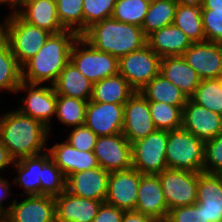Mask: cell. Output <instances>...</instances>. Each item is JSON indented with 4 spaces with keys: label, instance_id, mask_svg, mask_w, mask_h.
I'll use <instances>...</instances> for the list:
<instances>
[{
    "label": "cell",
    "instance_id": "cell-1",
    "mask_svg": "<svg viewBox=\"0 0 222 222\" xmlns=\"http://www.w3.org/2000/svg\"><path fill=\"white\" fill-rule=\"evenodd\" d=\"M50 136L42 122L14 107L0 114V142L15 160L45 153Z\"/></svg>",
    "mask_w": 222,
    "mask_h": 222
},
{
    "label": "cell",
    "instance_id": "cell-2",
    "mask_svg": "<svg viewBox=\"0 0 222 222\" xmlns=\"http://www.w3.org/2000/svg\"><path fill=\"white\" fill-rule=\"evenodd\" d=\"M78 37L71 30L50 34L39 52L22 66V81L53 85L70 61V52Z\"/></svg>",
    "mask_w": 222,
    "mask_h": 222
},
{
    "label": "cell",
    "instance_id": "cell-3",
    "mask_svg": "<svg viewBox=\"0 0 222 222\" xmlns=\"http://www.w3.org/2000/svg\"><path fill=\"white\" fill-rule=\"evenodd\" d=\"M81 37L95 49L118 59L147 45L142 27L112 17L92 24Z\"/></svg>",
    "mask_w": 222,
    "mask_h": 222
},
{
    "label": "cell",
    "instance_id": "cell-4",
    "mask_svg": "<svg viewBox=\"0 0 222 222\" xmlns=\"http://www.w3.org/2000/svg\"><path fill=\"white\" fill-rule=\"evenodd\" d=\"M0 21V32L7 39L12 54L22 67L45 44L50 32L22 20L15 12L6 13Z\"/></svg>",
    "mask_w": 222,
    "mask_h": 222
},
{
    "label": "cell",
    "instance_id": "cell-5",
    "mask_svg": "<svg viewBox=\"0 0 222 222\" xmlns=\"http://www.w3.org/2000/svg\"><path fill=\"white\" fill-rule=\"evenodd\" d=\"M205 142L183 127L168 131L166 162L169 169L203 172Z\"/></svg>",
    "mask_w": 222,
    "mask_h": 222
},
{
    "label": "cell",
    "instance_id": "cell-6",
    "mask_svg": "<svg viewBox=\"0 0 222 222\" xmlns=\"http://www.w3.org/2000/svg\"><path fill=\"white\" fill-rule=\"evenodd\" d=\"M20 93L25 94L21 96ZM17 94V95H16ZM20 96L18 109L21 113L42 122L52 134L55 121L57 94L53 85L21 82L15 93ZM53 126V127H52Z\"/></svg>",
    "mask_w": 222,
    "mask_h": 222
},
{
    "label": "cell",
    "instance_id": "cell-7",
    "mask_svg": "<svg viewBox=\"0 0 222 222\" xmlns=\"http://www.w3.org/2000/svg\"><path fill=\"white\" fill-rule=\"evenodd\" d=\"M70 61L92 83L119 73V59L99 51L79 36L72 46Z\"/></svg>",
    "mask_w": 222,
    "mask_h": 222
},
{
    "label": "cell",
    "instance_id": "cell-8",
    "mask_svg": "<svg viewBox=\"0 0 222 222\" xmlns=\"http://www.w3.org/2000/svg\"><path fill=\"white\" fill-rule=\"evenodd\" d=\"M168 131L156 130L145 138L131 143L132 168L141 174L158 175L168 169L166 146Z\"/></svg>",
    "mask_w": 222,
    "mask_h": 222
},
{
    "label": "cell",
    "instance_id": "cell-9",
    "mask_svg": "<svg viewBox=\"0 0 222 222\" xmlns=\"http://www.w3.org/2000/svg\"><path fill=\"white\" fill-rule=\"evenodd\" d=\"M161 57L148 45L119 58V73L135 90H141L160 72Z\"/></svg>",
    "mask_w": 222,
    "mask_h": 222
},
{
    "label": "cell",
    "instance_id": "cell-10",
    "mask_svg": "<svg viewBox=\"0 0 222 222\" xmlns=\"http://www.w3.org/2000/svg\"><path fill=\"white\" fill-rule=\"evenodd\" d=\"M168 210L193 205L197 201L198 173L189 170L165 169L158 174Z\"/></svg>",
    "mask_w": 222,
    "mask_h": 222
},
{
    "label": "cell",
    "instance_id": "cell-11",
    "mask_svg": "<svg viewBox=\"0 0 222 222\" xmlns=\"http://www.w3.org/2000/svg\"><path fill=\"white\" fill-rule=\"evenodd\" d=\"M15 198L2 222H56L55 197L31 195Z\"/></svg>",
    "mask_w": 222,
    "mask_h": 222
},
{
    "label": "cell",
    "instance_id": "cell-12",
    "mask_svg": "<svg viewBox=\"0 0 222 222\" xmlns=\"http://www.w3.org/2000/svg\"><path fill=\"white\" fill-rule=\"evenodd\" d=\"M93 153L99 166L109 173L132 168L131 143L122 133L98 137Z\"/></svg>",
    "mask_w": 222,
    "mask_h": 222
},
{
    "label": "cell",
    "instance_id": "cell-13",
    "mask_svg": "<svg viewBox=\"0 0 222 222\" xmlns=\"http://www.w3.org/2000/svg\"><path fill=\"white\" fill-rule=\"evenodd\" d=\"M156 130L151 118L149 101L139 91H135L124 104L122 134L133 143Z\"/></svg>",
    "mask_w": 222,
    "mask_h": 222
},
{
    "label": "cell",
    "instance_id": "cell-14",
    "mask_svg": "<svg viewBox=\"0 0 222 222\" xmlns=\"http://www.w3.org/2000/svg\"><path fill=\"white\" fill-rule=\"evenodd\" d=\"M182 57L201 80L218 79L222 75V43L207 40L194 42Z\"/></svg>",
    "mask_w": 222,
    "mask_h": 222
},
{
    "label": "cell",
    "instance_id": "cell-15",
    "mask_svg": "<svg viewBox=\"0 0 222 222\" xmlns=\"http://www.w3.org/2000/svg\"><path fill=\"white\" fill-rule=\"evenodd\" d=\"M141 173L134 169L110 172L105 203L135 211Z\"/></svg>",
    "mask_w": 222,
    "mask_h": 222
},
{
    "label": "cell",
    "instance_id": "cell-16",
    "mask_svg": "<svg viewBox=\"0 0 222 222\" xmlns=\"http://www.w3.org/2000/svg\"><path fill=\"white\" fill-rule=\"evenodd\" d=\"M124 104L88 101L85 125L98 137L122 133Z\"/></svg>",
    "mask_w": 222,
    "mask_h": 222
},
{
    "label": "cell",
    "instance_id": "cell-17",
    "mask_svg": "<svg viewBox=\"0 0 222 222\" xmlns=\"http://www.w3.org/2000/svg\"><path fill=\"white\" fill-rule=\"evenodd\" d=\"M182 127L206 142L222 132V115L196 104L189 98L182 109Z\"/></svg>",
    "mask_w": 222,
    "mask_h": 222
},
{
    "label": "cell",
    "instance_id": "cell-18",
    "mask_svg": "<svg viewBox=\"0 0 222 222\" xmlns=\"http://www.w3.org/2000/svg\"><path fill=\"white\" fill-rule=\"evenodd\" d=\"M135 211L165 222L169 213L158 175L141 174Z\"/></svg>",
    "mask_w": 222,
    "mask_h": 222
},
{
    "label": "cell",
    "instance_id": "cell-19",
    "mask_svg": "<svg viewBox=\"0 0 222 222\" xmlns=\"http://www.w3.org/2000/svg\"><path fill=\"white\" fill-rule=\"evenodd\" d=\"M48 146L47 152L51 160L63 172L66 178L73 173L99 167L93 151H80L65 140L55 141L53 145L49 144Z\"/></svg>",
    "mask_w": 222,
    "mask_h": 222
},
{
    "label": "cell",
    "instance_id": "cell-20",
    "mask_svg": "<svg viewBox=\"0 0 222 222\" xmlns=\"http://www.w3.org/2000/svg\"><path fill=\"white\" fill-rule=\"evenodd\" d=\"M109 175L100 166L73 173L66 178V191L77 197L105 202Z\"/></svg>",
    "mask_w": 222,
    "mask_h": 222
},
{
    "label": "cell",
    "instance_id": "cell-21",
    "mask_svg": "<svg viewBox=\"0 0 222 222\" xmlns=\"http://www.w3.org/2000/svg\"><path fill=\"white\" fill-rule=\"evenodd\" d=\"M50 155L46 151L45 153L22 157L15 160L13 173L15 174L12 180L13 187L22 188V192L16 193V196H31L41 195V181L43 166L50 160ZM15 184V185H14Z\"/></svg>",
    "mask_w": 222,
    "mask_h": 222
},
{
    "label": "cell",
    "instance_id": "cell-22",
    "mask_svg": "<svg viewBox=\"0 0 222 222\" xmlns=\"http://www.w3.org/2000/svg\"><path fill=\"white\" fill-rule=\"evenodd\" d=\"M196 203L204 222H222V174L198 173Z\"/></svg>",
    "mask_w": 222,
    "mask_h": 222
},
{
    "label": "cell",
    "instance_id": "cell-23",
    "mask_svg": "<svg viewBox=\"0 0 222 222\" xmlns=\"http://www.w3.org/2000/svg\"><path fill=\"white\" fill-rule=\"evenodd\" d=\"M104 202L63 191L55 197L56 222H92Z\"/></svg>",
    "mask_w": 222,
    "mask_h": 222
},
{
    "label": "cell",
    "instance_id": "cell-24",
    "mask_svg": "<svg viewBox=\"0 0 222 222\" xmlns=\"http://www.w3.org/2000/svg\"><path fill=\"white\" fill-rule=\"evenodd\" d=\"M15 13L28 24L51 34L65 30L57 16L56 0H24Z\"/></svg>",
    "mask_w": 222,
    "mask_h": 222
},
{
    "label": "cell",
    "instance_id": "cell-25",
    "mask_svg": "<svg viewBox=\"0 0 222 222\" xmlns=\"http://www.w3.org/2000/svg\"><path fill=\"white\" fill-rule=\"evenodd\" d=\"M159 74L175 84L188 98L198 85L200 77L182 56H166L161 58Z\"/></svg>",
    "mask_w": 222,
    "mask_h": 222
},
{
    "label": "cell",
    "instance_id": "cell-26",
    "mask_svg": "<svg viewBox=\"0 0 222 222\" xmlns=\"http://www.w3.org/2000/svg\"><path fill=\"white\" fill-rule=\"evenodd\" d=\"M192 41L174 24L165 26L147 36V45L161 58L182 56Z\"/></svg>",
    "mask_w": 222,
    "mask_h": 222
},
{
    "label": "cell",
    "instance_id": "cell-27",
    "mask_svg": "<svg viewBox=\"0 0 222 222\" xmlns=\"http://www.w3.org/2000/svg\"><path fill=\"white\" fill-rule=\"evenodd\" d=\"M57 95L90 101L93 83L69 61L53 84Z\"/></svg>",
    "mask_w": 222,
    "mask_h": 222
},
{
    "label": "cell",
    "instance_id": "cell-28",
    "mask_svg": "<svg viewBox=\"0 0 222 222\" xmlns=\"http://www.w3.org/2000/svg\"><path fill=\"white\" fill-rule=\"evenodd\" d=\"M134 93L128 81L118 73L93 83L91 101L125 104Z\"/></svg>",
    "mask_w": 222,
    "mask_h": 222
},
{
    "label": "cell",
    "instance_id": "cell-29",
    "mask_svg": "<svg viewBox=\"0 0 222 222\" xmlns=\"http://www.w3.org/2000/svg\"><path fill=\"white\" fill-rule=\"evenodd\" d=\"M22 82V67L12 54L7 39L0 32V96L16 93Z\"/></svg>",
    "mask_w": 222,
    "mask_h": 222
},
{
    "label": "cell",
    "instance_id": "cell-30",
    "mask_svg": "<svg viewBox=\"0 0 222 222\" xmlns=\"http://www.w3.org/2000/svg\"><path fill=\"white\" fill-rule=\"evenodd\" d=\"M139 92L148 101L165 102L174 106H184L189 99L175 84L160 74L154 77Z\"/></svg>",
    "mask_w": 222,
    "mask_h": 222
},
{
    "label": "cell",
    "instance_id": "cell-31",
    "mask_svg": "<svg viewBox=\"0 0 222 222\" xmlns=\"http://www.w3.org/2000/svg\"><path fill=\"white\" fill-rule=\"evenodd\" d=\"M173 24L180 28L192 43L206 41L201 6L178 2Z\"/></svg>",
    "mask_w": 222,
    "mask_h": 222
},
{
    "label": "cell",
    "instance_id": "cell-32",
    "mask_svg": "<svg viewBox=\"0 0 222 222\" xmlns=\"http://www.w3.org/2000/svg\"><path fill=\"white\" fill-rule=\"evenodd\" d=\"M88 101L57 95L55 120L66 129L85 125Z\"/></svg>",
    "mask_w": 222,
    "mask_h": 222
},
{
    "label": "cell",
    "instance_id": "cell-33",
    "mask_svg": "<svg viewBox=\"0 0 222 222\" xmlns=\"http://www.w3.org/2000/svg\"><path fill=\"white\" fill-rule=\"evenodd\" d=\"M177 0H157L150 3L142 29L146 36L174 22Z\"/></svg>",
    "mask_w": 222,
    "mask_h": 222
},
{
    "label": "cell",
    "instance_id": "cell-34",
    "mask_svg": "<svg viewBox=\"0 0 222 222\" xmlns=\"http://www.w3.org/2000/svg\"><path fill=\"white\" fill-rule=\"evenodd\" d=\"M58 19L65 30L84 33L83 0H56Z\"/></svg>",
    "mask_w": 222,
    "mask_h": 222
},
{
    "label": "cell",
    "instance_id": "cell-35",
    "mask_svg": "<svg viewBox=\"0 0 222 222\" xmlns=\"http://www.w3.org/2000/svg\"><path fill=\"white\" fill-rule=\"evenodd\" d=\"M165 102L149 101L151 118L157 130L171 131L182 127V109Z\"/></svg>",
    "mask_w": 222,
    "mask_h": 222
},
{
    "label": "cell",
    "instance_id": "cell-36",
    "mask_svg": "<svg viewBox=\"0 0 222 222\" xmlns=\"http://www.w3.org/2000/svg\"><path fill=\"white\" fill-rule=\"evenodd\" d=\"M190 99L196 104L222 115V88L219 79L201 80Z\"/></svg>",
    "mask_w": 222,
    "mask_h": 222
},
{
    "label": "cell",
    "instance_id": "cell-37",
    "mask_svg": "<svg viewBox=\"0 0 222 222\" xmlns=\"http://www.w3.org/2000/svg\"><path fill=\"white\" fill-rule=\"evenodd\" d=\"M149 5L143 0H116L112 18L142 27Z\"/></svg>",
    "mask_w": 222,
    "mask_h": 222
},
{
    "label": "cell",
    "instance_id": "cell-38",
    "mask_svg": "<svg viewBox=\"0 0 222 222\" xmlns=\"http://www.w3.org/2000/svg\"><path fill=\"white\" fill-rule=\"evenodd\" d=\"M41 195L57 197L66 190V177L50 159L42 168Z\"/></svg>",
    "mask_w": 222,
    "mask_h": 222
},
{
    "label": "cell",
    "instance_id": "cell-39",
    "mask_svg": "<svg viewBox=\"0 0 222 222\" xmlns=\"http://www.w3.org/2000/svg\"><path fill=\"white\" fill-rule=\"evenodd\" d=\"M116 0H83L84 32L92 24L111 18Z\"/></svg>",
    "mask_w": 222,
    "mask_h": 222
},
{
    "label": "cell",
    "instance_id": "cell-40",
    "mask_svg": "<svg viewBox=\"0 0 222 222\" xmlns=\"http://www.w3.org/2000/svg\"><path fill=\"white\" fill-rule=\"evenodd\" d=\"M203 172L222 174V132L205 142Z\"/></svg>",
    "mask_w": 222,
    "mask_h": 222
},
{
    "label": "cell",
    "instance_id": "cell-41",
    "mask_svg": "<svg viewBox=\"0 0 222 222\" xmlns=\"http://www.w3.org/2000/svg\"><path fill=\"white\" fill-rule=\"evenodd\" d=\"M68 130L65 141L80 151H93L98 136L92 130L86 125L76 126Z\"/></svg>",
    "mask_w": 222,
    "mask_h": 222
},
{
    "label": "cell",
    "instance_id": "cell-42",
    "mask_svg": "<svg viewBox=\"0 0 222 222\" xmlns=\"http://www.w3.org/2000/svg\"><path fill=\"white\" fill-rule=\"evenodd\" d=\"M201 15L206 40L222 43V11L201 9Z\"/></svg>",
    "mask_w": 222,
    "mask_h": 222
},
{
    "label": "cell",
    "instance_id": "cell-43",
    "mask_svg": "<svg viewBox=\"0 0 222 222\" xmlns=\"http://www.w3.org/2000/svg\"><path fill=\"white\" fill-rule=\"evenodd\" d=\"M165 222H204L202 206L197 203L169 210Z\"/></svg>",
    "mask_w": 222,
    "mask_h": 222
},
{
    "label": "cell",
    "instance_id": "cell-44",
    "mask_svg": "<svg viewBox=\"0 0 222 222\" xmlns=\"http://www.w3.org/2000/svg\"><path fill=\"white\" fill-rule=\"evenodd\" d=\"M6 178L7 177L5 175H0V218L1 219L8 213L16 197L15 195L16 192L15 191L12 192L13 189L12 180H10V178L9 179Z\"/></svg>",
    "mask_w": 222,
    "mask_h": 222
},
{
    "label": "cell",
    "instance_id": "cell-45",
    "mask_svg": "<svg viewBox=\"0 0 222 222\" xmlns=\"http://www.w3.org/2000/svg\"><path fill=\"white\" fill-rule=\"evenodd\" d=\"M124 212L104 202L92 222H121Z\"/></svg>",
    "mask_w": 222,
    "mask_h": 222
},
{
    "label": "cell",
    "instance_id": "cell-46",
    "mask_svg": "<svg viewBox=\"0 0 222 222\" xmlns=\"http://www.w3.org/2000/svg\"><path fill=\"white\" fill-rule=\"evenodd\" d=\"M15 159L10 155L8 149L0 142V175H4L9 167H13Z\"/></svg>",
    "mask_w": 222,
    "mask_h": 222
},
{
    "label": "cell",
    "instance_id": "cell-47",
    "mask_svg": "<svg viewBox=\"0 0 222 222\" xmlns=\"http://www.w3.org/2000/svg\"><path fill=\"white\" fill-rule=\"evenodd\" d=\"M121 222H157L153 218L136 211H125Z\"/></svg>",
    "mask_w": 222,
    "mask_h": 222
},
{
    "label": "cell",
    "instance_id": "cell-48",
    "mask_svg": "<svg viewBox=\"0 0 222 222\" xmlns=\"http://www.w3.org/2000/svg\"><path fill=\"white\" fill-rule=\"evenodd\" d=\"M23 2L24 0H0V7H8V13L15 12Z\"/></svg>",
    "mask_w": 222,
    "mask_h": 222
},
{
    "label": "cell",
    "instance_id": "cell-49",
    "mask_svg": "<svg viewBox=\"0 0 222 222\" xmlns=\"http://www.w3.org/2000/svg\"><path fill=\"white\" fill-rule=\"evenodd\" d=\"M201 9L222 11V0H203Z\"/></svg>",
    "mask_w": 222,
    "mask_h": 222
},
{
    "label": "cell",
    "instance_id": "cell-50",
    "mask_svg": "<svg viewBox=\"0 0 222 222\" xmlns=\"http://www.w3.org/2000/svg\"><path fill=\"white\" fill-rule=\"evenodd\" d=\"M181 4H190V5H198L201 6L203 0H177Z\"/></svg>",
    "mask_w": 222,
    "mask_h": 222
},
{
    "label": "cell",
    "instance_id": "cell-51",
    "mask_svg": "<svg viewBox=\"0 0 222 222\" xmlns=\"http://www.w3.org/2000/svg\"><path fill=\"white\" fill-rule=\"evenodd\" d=\"M143 1H146V2H148V3H153V2H155V1H157V0H143Z\"/></svg>",
    "mask_w": 222,
    "mask_h": 222
},
{
    "label": "cell",
    "instance_id": "cell-52",
    "mask_svg": "<svg viewBox=\"0 0 222 222\" xmlns=\"http://www.w3.org/2000/svg\"><path fill=\"white\" fill-rule=\"evenodd\" d=\"M218 79L220 80V85H221V88H222V75Z\"/></svg>",
    "mask_w": 222,
    "mask_h": 222
}]
</instances>
